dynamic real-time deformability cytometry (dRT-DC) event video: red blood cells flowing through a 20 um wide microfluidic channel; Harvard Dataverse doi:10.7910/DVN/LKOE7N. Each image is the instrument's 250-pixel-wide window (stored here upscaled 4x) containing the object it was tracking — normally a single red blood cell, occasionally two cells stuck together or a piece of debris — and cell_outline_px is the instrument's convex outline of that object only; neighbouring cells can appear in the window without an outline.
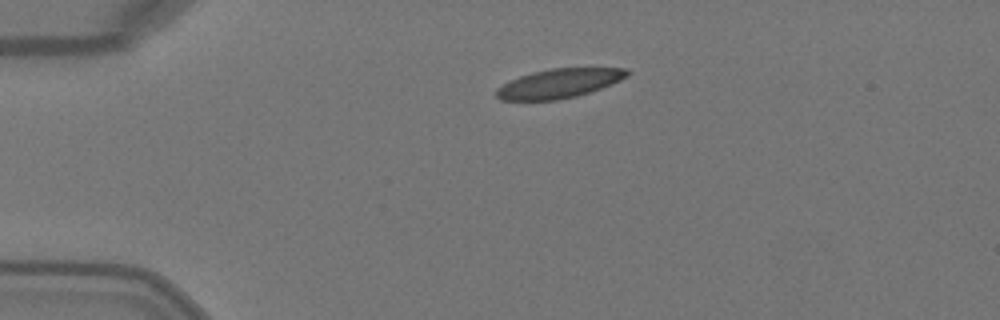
{"species": "Egyptian fruit bat (a non-hibernating species)", "species_latin": "Rousettus aegyptiacus", "temperature_condition": "warm", "stored_images_in_passage": 2, "camera_frame_rate_fps": 3000, "um_per_image_px": 0.085, "animal": {"sex": "female"}, "frame": {"image": 1, "passage_image": 1, "time_ms": 0.0, "image_size_px": [1000, 320], "cell_outline_px": [[628, 76], [620, 80], [600, 88], [576, 96], [556, 100], [500, 100], [496, 96], [496, 88], [520, 76], [532, 72], [552, 68], [628, 68]], "centroid_in_image_um": [47.51, 7.09], "position_along_channel_um": 37.5, "area_um2": 21.96}}